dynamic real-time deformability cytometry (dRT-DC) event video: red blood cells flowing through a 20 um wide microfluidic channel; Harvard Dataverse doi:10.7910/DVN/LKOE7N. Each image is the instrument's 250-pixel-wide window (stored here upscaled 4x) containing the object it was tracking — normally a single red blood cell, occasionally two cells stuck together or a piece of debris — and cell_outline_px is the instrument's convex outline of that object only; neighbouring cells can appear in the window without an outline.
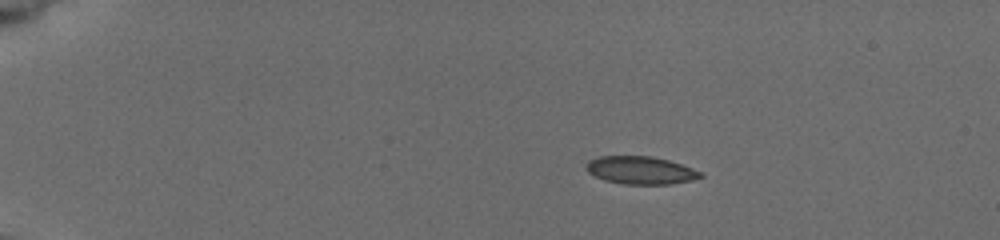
{"species": "common noctule bat (a hibernating species)", "species_latin": "Nyctalus noctula", "temperature_condition": "cold", "stored_images_in_passage": 30, "camera_frame_rate_fps": 3000, "um_per_image_px": 0.085, "animal": {"sex": "female", "body_mass_g": 19.5, "forearm_length_mm": 54.1}, "frame": {"image": 1, "passage_image": 1, "time_ms": 0.0, "image_size_px": [1000, 240], "cell_outline_px": [[704, 176], [692, 180], [668, 184], [624, 184], [604, 180], [588, 172], [588, 160], [600, 156], [652, 156], [668, 160], [692, 168], [700, 172]], "centroid_in_image_um": [54.46, 14.47], "position_along_channel_um": 30.5, "area_um2": 18.26}}
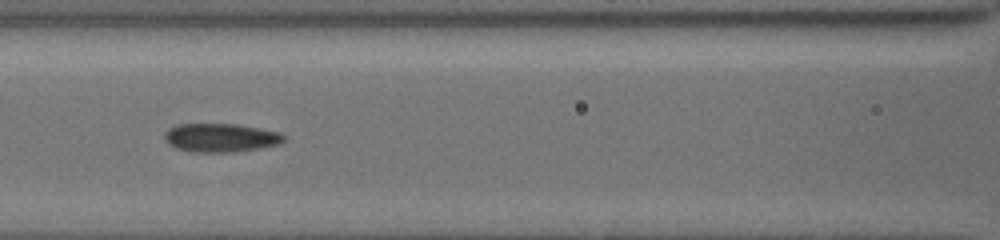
{"frame": {"image": 2, "passage_image": 18, "time_ms": 5.333, "image_size_px": [1000, 240], "cell_outline_px": [[284, 140], [280, 144], [260, 148], [236, 152], [188, 152], [176, 148], [168, 144], [164, 140], [164, 132], [168, 128], [176, 124], [236, 124], [260, 128], [280, 132], [284, 136]], "centroid_in_image_um": [18.72, 11.71], "position_along_channel_um": 147.9, "area_um2": 20.17}}
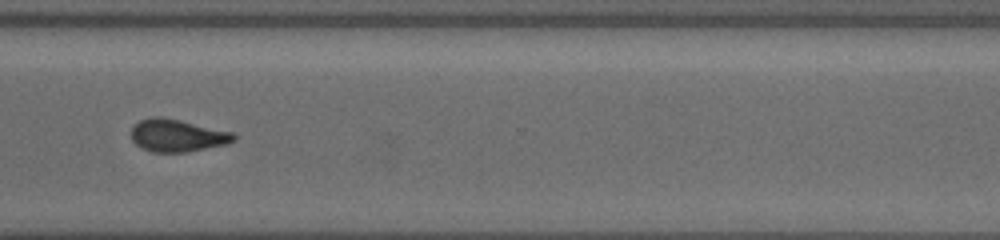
{"frame": {"image": 3, "passage_image": 29, "time_ms": 10.667, "image_size_px": [1000, 240], "cell_outline_px": [[236, 140], [228, 144], [184, 152], [152, 152], [140, 148], [132, 140], [132, 128], [140, 120], [152, 116], [160, 116], [232, 132], [236, 136]], "centroid_in_image_um": [15.06, 11.52], "position_along_channel_um": 355.5, "area_um2": 19.25}}